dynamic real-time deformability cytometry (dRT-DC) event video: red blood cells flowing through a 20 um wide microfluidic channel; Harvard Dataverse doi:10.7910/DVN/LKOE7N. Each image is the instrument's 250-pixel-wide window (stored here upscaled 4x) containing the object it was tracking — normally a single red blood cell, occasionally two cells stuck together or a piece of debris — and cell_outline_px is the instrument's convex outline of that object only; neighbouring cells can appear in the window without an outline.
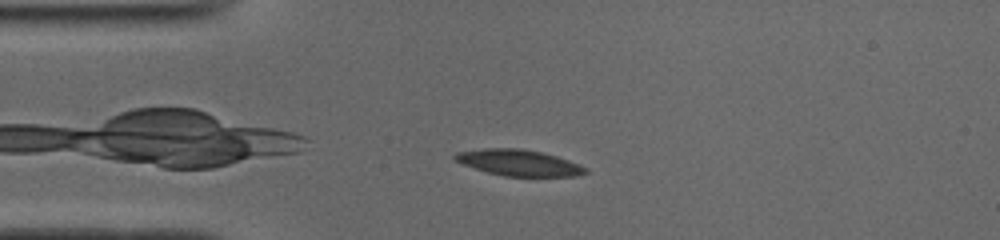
{"species": "common noctule bat (a hibernating species)", "species_latin": "Nyctalus noctula", "temperature_condition": "cold", "stored_images_in_passage": 41, "camera_frame_rate_fps": 3000, "um_per_image_px": 0.085, "animal": {"sex": "male", "body_mass_g": 19.0, "forearm_length_mm": 50.8}, "frame": {"image": 1, "passage_image": 2, "time_ms": 0.333, "image_size_px": [1000, 240], "cell_outline_px": [[588, 172], [576, 176], [504, 176], [488, 172], [464, 164], [456, 160], [452, 156], [456, 152], [484, 148], [520, 148], [540, 152], [556, 156], [580, 164], [588, 168]], "centroid_in_image_um": [44.12, 13.83], "position_along_channel_um": 40.9, "area_um2": 19.71}}
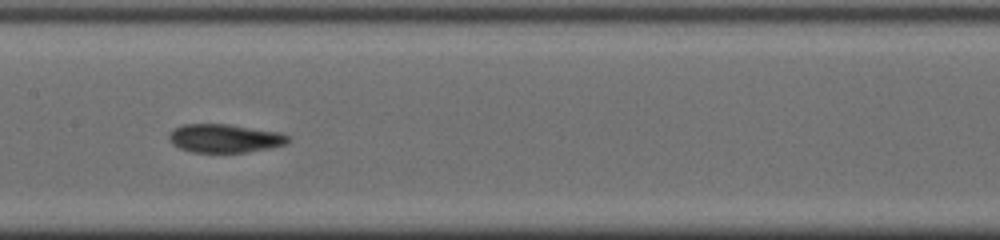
{"frame": {"image": 2, "passage_image": 15, "time_ms": 4.667, "image_size_px": [1000, 240], "cell_outline_px": [[292, 140], [288, 144], [272, 148], [244, 152], [192, 152], [180, 148], [172, 144], [168, 140], [168, 132], [184, 124], [228, 124], [280, 132], [288, 136]], "centroid_in_image_um": [19.12, 11.76], "position_along_channel_um": 188.3, "area_um2": 19.94}}
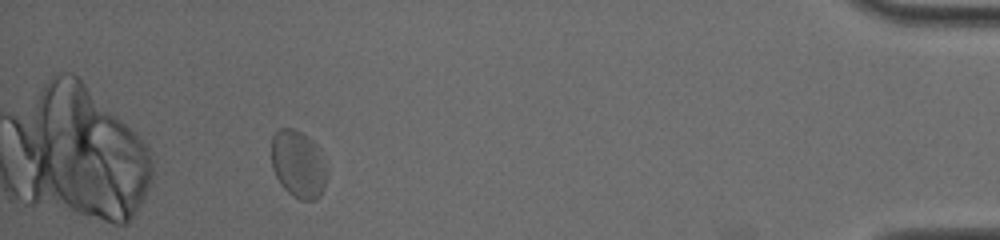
{"frame": {"image": 3, "passage_image": 37, "time_ms": 12.0, "image_size_px": [1000, 240], "cell_outline_px": [[328, 176], [324, 188], [320, 196], [316, 200], [300, 200], [292, 196], [280, 184], [272, 168], [272, 136], [280, 128], [292, 128], [300, 132], [312, 140], [328, 168]], "centroid_in_image_um": [25.36, 13.99], "position_along_channel_um": 409.8, "area_um2": 21.91}, "authors_computed_cell_mechanics": {"area_um2": 20.23, "velocity_mm_per_s": 3.8612, "shape_relaxation_time_tau1_ms": null, "shape_relaxation_time_tau2_ms": 2.4714, "deformation_change_tau1": null, "deformation_change_tau2": 0.078}}